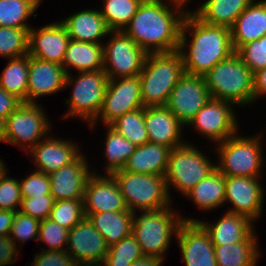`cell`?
Wrapping results in <instances>:
<instances>
[{"instance_id": "6da1fadb", "label": "cell", "mask_w": 266, "mask_h": 266, "mask_svg": "<svg viewBox=\"0 0 266 266\" xmlns=\"http://www.w3.org/2000/svg\"><path fill=\"white\" fill-rule=\"evenodd\" d=\"M170 3L175 5V11L163 0H143L122 30L147 54L173 52L179 48L182 24L189 11L183 10L185 5L181 3Z\"/></svg>"}, {"instance_id": "7a4b0ae2", "label": "cell", "mask_w": 266, "mask_h": 266, "mask_svg": "<svg viewBox=\"0 0 266 266\" xmlns=\"http://www.w3.org/2000/svg\"><path fill=\"white\" fill-rule=\"evenodd\" d=\"M189 31L192 32L191 41L187 36ZM178 51L183 59L185 73L203 77L217 63L235 52L229 28L205 24L191 11L182 24Z\"/></svg>"}, {"instance_id": "3957f363", "label": "cell", "mask_w": 266, "mask_h": 266, "mask_svg": "<svg viewBox=\"0 0 266 266\" xmlns=\"http://www.w3.org/2000/svg\"><path fill=\"white\" fill-rule=\"evenodd\" d=\"M184 73L183 59L178 50L147 54L139 74L143 106H165Z\"/></svg>"}, {"instance_id": "277c9868", "label": "cell", "mask_w": 266, "mask_h": 266, "mask_svg": "<svg viewBox=\"0 0 266 266\" xmlns=\"http://www.w3.org/2000/svg\"><path fill=\"white\" fill-rule=\"evenodd\" d=\"M134 212L132 235L139 243L144 256L164 260L166 250L171 243L172 235L177 236L183 221H198L176 214L170 207L159 210ZM174 233V234H173Z\"/></svg>"}, {"instance_id": "5b68a950", "label": "cell", "mask_w": 266, "mask_h": 266, "mask_svg": "<svg viewBox=\"0 0 266 266\" xmlns=\"http://www.w3.org/2000/svg\"><path fill=\"white\" fill-rule=\"evenodd\" d=\"M204 79L213 99L237 106L254 102L253 73L236 52L217 63Z\"/></svg>"}, {"instance_id": "8992f818", "label": "cell", "mask_w": 266, "mask_h": 266, "mask_svg": "<svg viewBox=\"0 0 266 266\" xmlns=\"http://www.w3.org/2000/svg\"><path fill=\"white\" fill-rule=\"evenodd\" d=\"M131 212L171 207V194L165 177L119 170L111 174Z\"/></svg>"}, {"instance_id": "52a82bcc", "label": "cell", "mask_w": 266, "mask_h": 266, "mask_svg": "<svg viewBox=\"0 0 266 266\" xmlns=\"http://www.w3.org/2000/svg\"><path fill=\"white\" fill-rule=\"evenodd\" d=\"M261 137H242L237 133L216 144L219 154L216 168L224 176L262 177L260 173L265 159Z\"/></svg>"}, {"instance_id": "ba28073f", "label": "cell", "mask_w": 266, "mask_h": 266, "mask_svg": "<svg viewBox=\"0 0 266 266\" xmlns=\"http://www.w3.org/2000/svg\"><path fill=\"white\" fill-rule=\"evenodd\" d=\"M78 73L76 79L71 73L66 76L64 89L70 84L74 86L72 96L65 101L69 111L64 118L79 117L90 125L100 112L109 79L103 69Z\"/></svg>"}, {"instance_id": "9c48e42d", "label": "cell", "mask_w": 266, "mask_h": 266, "mask_svg": "<svg viewBox=\"0 0 266 266\" xmlns=\"http://www.w3.org/2000/svg\"><path fill=\"white\" fill-rule=\"evenodd\" d=\"M211 162L190 143L171 149L164 176L168 191L172 186L185 196L216 169V164Z\"/></svg>"}, {"instance_id": "30bf717a", "label": "cell", "mask_w": 266, "mask_h": 266, "mask_svg": "<svg viewBox=\"0 0 266 266\" xmlns=\"http://www.w3.org/2000/svg\"><path fill=\"white\" fill-rule=\"evenodd\" d=\"M44 111L38 103L22 102L6 119L5 142L30 151L51 129Z\"/></svg>"}, {"instance_id": "8fae6325", "label": "cell", "mask_w": 266, "mask_h": 266, "mask_svg": "<svg viewBox=\"0 0 266 266\" xmlns=\"http://www.w3.org/2000/svg\"><path fill=\"white\" fill-rule=\"evenodd\" d=\"M111 38L103 44L104 67L108 79L139 75L147 53L123 31H110Z\"/></svg>"}, {"instance_id": "7c38bea8", "label": "cell", "mask_w": 266, "mask_h": 266, "mask_svg": "<svg viewBox=\"0 0 266 266\" xmlns=\"http://www.w3.org/2000/svg\"><path fill=\"white\" fill-rule=\"evenodd\" d=\"M143 107L139 75L109 79L102 107L91 126L94 128L98 120L110 125L118 117Z\"/></svg>"}, {"instance_id": "4fadbf2b", "label": "cell", "mask_w": 266, "mask_h": 266, "mask_svg": "<svg viewBox=\"0 0 266 266\" xmlns=\"http://www.w3.org/2000/svg\"><path fill=\"white\" fill-rule=\"evenodd\" d=\"M234 104L211 98L188 123L215 144L225 141L238 132V120L232 106ZM237 121V122H236Z\"/></svg>"}, {"instance_id": "5bb4252c", "label": "cell", "mask_w": 266, "mask_h": 266, "mask_svg": "<svg viewBox=\"0 0 266 266\" xmlns=\"http://www.w3.org/2000/svg\"><path fill=\"white\" fill-rule=\"evenodd\" d=\"M109 246L87 217L68 232L67 253L78 266H101Z\"/></svg>"}, {"instance_id": "9a60e30c", "label": "cell", "mask_w": 266, "mask_h": 266, "mask_svg": "<svg viewBox=\"0 0 266 266\" xmlns=\"http://www.w3.org/2000/svg\"><path fill=\"white\" fill-rule=\"evenodd\" d=\"M211 99L203 76L184 73L169 95L165 105L183 125Z\"/></svg>"}, {"instance_id": "2e32d148", "label": "cell", "mask_w": 266, "mask_h": 266, "mask_svg": "<svg viewBox=\"0 0 266 266\" xmlns=\"http://www.w3.org/2000/svg\"><path fill=\"white\" fill-rule=\"evenodd\" d=\"M260 177L225 176V202L232 204L231 213L245 215L253 222L261 215L264 189Z\"/></svg>"}, {"instance_id": "e0dca14e", "label": "cell", "mask_w": 266, "mask_h": 266, "mask_svg": "<svg viewBox=\"0 0 266 266\" xmlns=\"http://www.w3.org/2000/svg\"><path fill=\"white\" fill-rule=\"evenodd\" d=\"M176 237L186 266H217L214 244L199 220L183 221Z\"/></svg>"}, {"instance_id": "ac0fdd59", "label": "cell", "mask_w": 266, "mask_h": 266, "mask_svg": "<svg viewBox=\"0 0 266 266\" xmlns=\"http://www.w3.org/2000/svg\"><path fill=\"white\" fill-rule=\"evenodd\" d=\"M89 176L84 192V214L128 211L124 197L112 175L101 176L95 172Z\"/></svg>"}, {"instance_id": "d6986e66", "label": "cell", "mask_w": 266, "mask_h": 266, "mask_svg": "<svg viewBox=\"0 0 266 266\" xmlns=\"http://www.w3.org/2000/svg\"><path fill=\"white\" fill-rule=\"evenodd\" d=\"M70 37L62 22L30 28L28 55L34 58L62 65Z\"/></svg>"}, {"instance_id": "ffe728a7", "label": "cell", "mask_w": 266, "mask_h": 266, "mask_svg": "<svg viewBox=\"0 0 266 266\" xmlns=\"http://www.w3.org/2000/svg\"><path fill=\"white\" fill-rule=\"evenodd\" d=\"M86 160L81 153L70 164L49 174L51 195L55 201L84 198L86 182L93 173Z\"/></svg>"}, {"instance_id": "44dd1931", "label": "cell", "mask_w": 266, "mask_h": 266, "mask_svg": "<svg viewBox=\"0 0 266 266\" xmlns=\"http://www.w3.org/2000/svg\"><path fill=\"white\" fill-rule=\"evenodd\" d=\"M66 76L61 64L29 56L27 103H37V98L65 88Z\"/></svg>"}, {"instance_id": "7402d4cb", "label": "cell", "mask_w": 266, "mask_h": 266, "mask_svg": "<svg viewBox=\"0 0 266 266\" xmlns=\"http://www.w3.org/2000/svg\"><path fill=\"white\" fill-rule=\"evenodd\" d=\"M144 122L150 143L170 149L188 143L181 140L184 125L166 106L144 107Z\"/></svg>"}, {"instance_id": "603a6c76", "label": "cell", "mask_w": 266, "mask_h": 266, "mask_svg": "<svg viewBox=\"0 0 266 266\" xmlns=\"http://www.w3.org/2000/svg\"><path fill=\"white\" fill-rule=\"evenodd\" d=\"M73 143L47 136L45 140L43 139L37 143L28 153L32 154V159L37 164L38 171L49 175L62 166L70 164L81 154L78 145Z\"/></svg>"}, {"instance_id": "cb8c5ba5", "label": "cell", "mask_w": 266, "mask_h": 266, "mask_svg": "<svg viewBox=\"0 0 266 266\" xmlns=\"http://www.w3.org/2000/svg\"><path fill=\"white\" fill-rule=\"evenodd\" d=\"M208 231L214 245H227L239 242H257L253 221L245 215L226 212L215 223L199 221ZM254 231V232H253Z\"/></svg>"}, {"instance_id": "d4e9b609", "label": "cell", "mask_w": 266, "mask_h": 266, "mask_svg": "<svg viewBox=\"0 0 266 266\" xmlns=\"http://www.w3.org/2000/svg\"><path fill=\"white\" fill-rule=\"evenodd\" d=\"M230 31L235 52L242 45L266 35V1L254 0L238 16Z\"/></svg>"}, {"instance_id": "484cf974", "label": "cell", "mask_w": 266, "mask_h": 266, "mask_svg": "<svg viewBox=\"0 0 266 266\" xmlns=\"http://www.w3.org/2000/svg\"><path fill=\"white\" fill-rule=\"evenodd\" d=\"M71 40L102 44V37L111 31L99 10L87 9L78 11L63 19Z\"/></svg>"}, {"instance_id": "4316f807", "label": "cell", "mask_w": 266, "mask_h": 266, "mask_svg": "<svg viewBox=\"0 0 266 266\" xmlns=\"http://www.w3.org/2000/svg\"><path fill=\"white\" fill-rule=\"evenodd\" d=\"M171 149L154 143H145L135 148L124 165V171L165 176Z\"/></svg>"}, {"instance_id": "83f0119b", "label": "cell", "mask_w": 266, "mask_h": 266, "mask_svg": "<svg viewBox=\"0 0 266 266\" xmlns=\"http://www.w3.org/2000/svg\"><path fill=\"white\" fill-rule=\"evenodd\" d=\"M254 0H207L191 11L203 23L231 28L238 16Z\"/></svg>"}, {"instance_id": "f1b7e54d", "label": "cell", "mask_w": 266, "mask_h": 266, "mask_svg": "<svg viewBox=\"0 0 266 266\" xmlns=\"http://www.w3.org/2000/svg\"><path fill=\"white\" fill-rule=\"evenodd\" d=\"M62 66L67 74L69 68L78 72L97 71L104 67L103 44L69 40Z\"/></svg>"}, {"instance_id": "f546056e", "label": "cell", "mask_w": 266, "mask_h": 266, "mask_svg": "<svg viewBox=\"0 0 266 266\" xmlns=\"http://www.w3.org/2000/svg\"><path fill=\"white\" fill-rule=\"evenodd\" d=\"M85 217L100 232L109 247L132 234L134 213L130 210L85 214Z\"/></svg>"}, {"instance_id": "4dcf8cb0", "label": "cell", "mask_w": 266, "mask_h": 266, "mask_svg": "<svg viewBox=\"0 0 266 266\" xmlns=\"http://www.w3.org/2000/svg\"><path fill=\"white\" fill-rule=\"evenodd\" d=\"M185 197L190 198L203 211L218 208L225 201V176L216 168Z\"/></svg>"}, {"instance_id": "1f68e13d", "label": "cell", "mask_w": 266, "mask_h": 266, "mask_svg": "<svg viewBox=\"0 0 266 266\" xmlns=\"http://www.w3.org/2000/svg\"><path fill=\"white\" fill-rule=\"evenodd\" d=\"M257 242L214 245L217 266H256L260 252Z\"/></svg>"}, {"instance_id": "d6a6232c", "label": "cell", "mask_w": 266, "mask_h": 266, "mask_svg": "<svg viewBox=\"0 0 266 266\" xmlns=\"http://www.w3.org/2000/svg\"><path fill=\"white\" fill-rule=\"evenodd\" d=\"M9 60L0 75V86L27 103L29 55Z\"/></svg>"}, {"instance_id": "836d02e7", "label": "cell", "mask_w": 266, "mask_h": 266, "mask_svg": "<svg viewBox=\"0 0 266 266\" xmlns=\"http://www.w3.org/2000/svg\"><path fill=\"white\" fill-rule=\"evenodd\" d=\"M107 134L105 144V155L107 158V165L105 166V174L122 170L130 155L134 152L136 146L121 136L110 125H106Z\"/></svg>"}, {"instance_id": "e575fe53", "label": "cell", "mask_w": 266, "mask_h": 266, "mask_svg": "<svg viewBox=\"0 0 266 266\" xmlns=\"http://www.w3.org/2000/svg\"><path fill=\"white\" fill-rule=\"evenodd\" d=\"M102 14L111 31H122L138 11L143 0H103Z\"/></svg>"}, {"instance_id": "d590c367", "label": "cell", "mask_w": 266, "mask_h": 266, "mask_svg": "<svg viewBox=\"0 0 266 266\" xmlns=\"http://www.w3.org/2000/svg\"><path fill=\"white\" fill-rule=\"evenodd\" d=\"M110 126L136 147L149 142L144 122V107L118 117Z\"/></svg>"}, {"instance_id": "8d00e7d4", "label": "cell", "mask_w": 266, "mask_h": 266, "mask_svg": "<svg viewBox=\"0 0 266 266\" xmlns=\"http://www.w3.org/2000/svg\"><path fill=\"white\" fill-rule=\"evenodd\" d=\"M37 7L28 0H0V27L31 28L26 22Z\"/></svg>"}, {"instance_id": "74e56055", "label": "cell", "mask_w": 266, "mask_h": 266, "mask_svg": "<svg viewBox=\"0 0 266 266\" xmlns=\"http://www.w3.org/2000/svg\"><path fill=\"white\" fill-rule=\"evenodd\" d=\"M29 30L0 27V56L13 59L28 55Z\"/></svg>"}, {"instance_id": "f35d334b", "label": "cell", "mask_w": 266, "mask_h": 266, "mask_svg": "<svg viewBox=\"0 0 266 266\" xmlns=\"http://www.w3.org/2000/svg\"><path fill=\"white\" fill-rule=\"evenodd\" d=\"M143 256L144 254L139 243L131 234L109 247L101 266H130L134 261Z\"/></svg>"}, {"instance_id": "ab89813d", "label": "cell", "mask_w": 266, "mask_h": 266, "mask_svg": "<svg viewBox=\"0 0 266 266\" xmlns=\"http://www.w3.org/2000/svg\"><path fill=\"white\" fill-rule=\"evenodd\" d=\"M85 217L83 199L55 201L49 219L70 230Z\"/></svg>"}, {"instance_id": "60d3db41", "label": "cell", "mask_w": 266, "mask_h": 266, "mask_svg": "<svg viewBox=\"0 0 266 266\" xmlns=\"http://www.w3.org/2000/svg\"><path fill=\"white\" fill-rule=\"evenodd\" d=\"M67 228L62 227L51 219L41 220L39 225L38 242H45L46 251H64L68 244ZM64 246H66L64 248Z\"/></svg>"}, {"instance_id": "b9f144b4", "label": "cell", "mask_w": 266, "mask_h": 266, "mask_svg": "<svg viewBox=\"0 0 266 266\" xmlns=\"http://www.w3.org/2000/svg\"><path fill=\"white\" fill-rule=\"evenodd\" d=\"M236 53L253 74L266 68V35L242 45Z\"/></svg>"}, {"instance_id": "7bdbcfd3", "label": "cell", "mask_w": 266, "mask_h": 266, "mask_svg": "<svg viewBox=\"0 0 266 266\" xmlns=\"http://www.w3.org/2000/svg\"><path fill=\"white\" fill-rule=\"evenodd\" d=\"M40 220L29 215L23 214L20 211L15 213L12 227L9 236L13 239L15 244L28 240H38ZM18 241V242H17Z\"/></svg>"}, {"instance_id": "ee69618b", "label": "cell", "mask_w": 266, "mask_h": 266, "mask_svg": "<svg viewBox=\"0 0 266 266\" xmlns=\"http://www.w3.org/2000/svg\"><path fill=\"white\" fill-rule=\"evenodd\" d=\"M7 173L0 179V210L17 212L22 200L20 183L16 178H9Z\"/></svg>"}, {"instance_id": "f6af8a7d", "label": "cell", "mask_w": 266, "mask_h": 266, "mask_svg": "<svg viewBox=\"0 0 266 266\" xmlns=\"http://www.w3.org/2000/svg\"><path fill=\"white\" fill-rule=\"evenodd\" d=\"M54 203L51 194L22 198L19 211L41 221L49 218Z\"/></svg>"}, {"instance_id": "bcb514c9", "label": "cell", "mask_w": 266, "mask_h": 266, "mask_svg": "<svg viewBox=\"0 0 266 266\" xmlns=\"http://www.w3.org/2000/svg\"><path fill=\"white\" fill-rule=\"evenodd\" d=\"M19 183L22 198L51 194L49 175L41 171L30 173Z\"/></svg>"}, {"instance_id": "7dc6e473", "label": "cell", "mask_w": 266, "mask_h": 266, "mask_svg": "<svg viewBox=\"0 0 266 266\" xmlns=\"http://www.w3.org/2000/svg\"><path fill=\"white\" fill-rule=\"evenodd\" d=\"M31 266H78L73 258L64 251H46L35 255Z\"/></svg>"}, {"instance_id": "c3c4849f", "label": "cell", "mask_w": 266, "mask_h": 266, "mask_svg": "<svg viewBox=\"0 0 266 266\" xmlns=\"http://www.w3.org/2000/svg\"><path fill=\"white\" fill-rule=\"evenodd\" d=\"M10 236H0V266L14 264L20 253Z\"/></svg>"}, {"instance_id": "681fc988", "label": "cell", "mask_w": 266, "mask_h": 266, "mask_svg": "<svg viewBox=\"0 0 266 266\" xmlns=\"http://www.w3.org/2000/svg\"><path fill=\"white\" fill-rule=\"evenodd\" d=\"M21 103L19 98L0 86V117L7 119Z\"/></svg>"}, {"instance_id": "f907efd6", "label": "cell", "mask_w": 266, "mask_h": 266, "mask_svg": "<svg viewBox=\"0 0 266 266\" xmlns=\"http://www.w3.org/2000/svg\"><path fill=\"white\" fill-rule=\"evenodd\" d=\"M254 102L260 96L266 95V68L253 74Z\"/></svg>"}, {"instance_id": "816d5d0a", "label": "cell", "mask_w": 266, "mask_h": 266, "mask_svg": "<svg viewBox=\"0 0 266 266\" xmlns=\"http://www.w3.org/2000/svg\"><path fill=\"white\" fill-rule=\"evenodd\" d=\"M15 213L10 210H0V236H9Z\"/></svg>"}, {"instance_id": "f5cc1de1", "label": "cell", "mask_w": 266, "mask_h": 266, "mask_svg": "<svg viewBox=\"0 0 266 266\" xmlns=\"http://www.w3.org/2000/svg\"><path fill=\"white\" fill-rule=\"evenodd\" d=\"M163 260L150 257V256H143L138 260L134 261L130 266H162Z\"/></svg>"}, {"instance_id": "db71d44e", "label": "cell", "mask_w": 266, "mask_h": 266, "mask_svg": "<svg viewBox=\"0 0 266 266\" xmlns=\"http://www.w3.org/2000/svg\"><path fill=\"white\" fill-rule=\"evenodd\" d=\"M6 119L0 117V141L5 143Z\"/></svg>"}, {"instance_id": "11a10c76", "label": "cell", "mask_w": 266, "mask_h": 266, "mask_svg": "<svg viewBox=\"0 0 266 266\" xmlns=\"http://www.w3.org/2000/svg\"><path fill=\"white\" fill-rule=\"evenodd\" d=\"M6 166L4 165L3 160L0 159V179L3 177V175L8 171Z\"/></svg>"}, {"instance_id": "9f6ffc18", "label": "cell", "mask_w": 266, "mask_h": 266, "mask_svg": "<svg viewBox=\"0 0 266 266\" xmlns=\"http://www.w3.org/2000/svg\"><path fill=\"white\" fill-rule=\"evenodd\" d=\"M28 1L32 2L38 8L42 0H28Z\"/></svg>"}, {"instance_id": "6f0895ef", "label": "cell", "mask_w": 266, "mask_h": 266, "mask_svg": "<svg viewBox=\"0 0 266 266\" xmlns=\"http://www.w3.org/2000/svg\"><path fill=\"white\" fill-rule=\"evenodd\" d=\"M170 1H175V2L181 3L183 5H185V3H187V2H189V0H170Z\"/></svg>"}]
</instances>
